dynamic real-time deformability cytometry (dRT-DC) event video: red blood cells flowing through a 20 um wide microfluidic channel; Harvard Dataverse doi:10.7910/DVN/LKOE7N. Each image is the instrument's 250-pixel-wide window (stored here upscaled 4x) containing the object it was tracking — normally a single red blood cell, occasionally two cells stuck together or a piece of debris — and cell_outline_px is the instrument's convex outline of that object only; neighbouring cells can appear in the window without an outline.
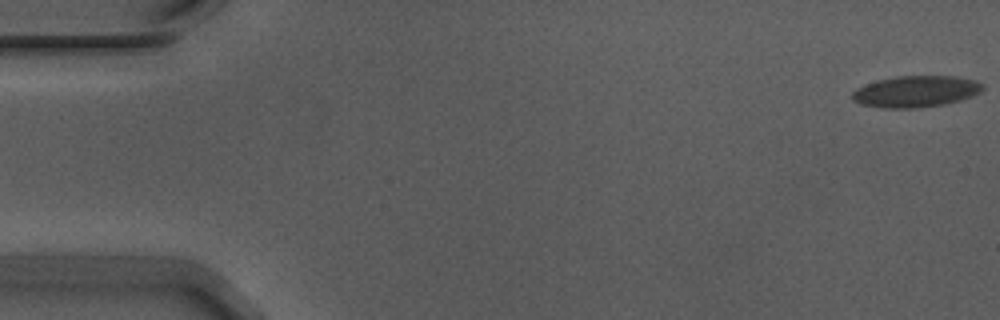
{"species": "Egyptian fruit bat (a non-hibernating species)", "species_latin": "Rousettus aegyptiacus", "temperature_condition": "warm", "stored_images_in_passage": 14, "camera_frame_rate_fps": 3000, "um_per_image_px": 0.085, "animal": {"sex": "male"}, "frame": {"image": 1, "passage_image": 1, "time_ms": 0.0, "image_size_px": [1000, 320], "cell_outline_px": [[984, 88], [980, 92], [960, 100], [944, 104], [916, 108], [888, 108], [860, 104], [852, 100], [852, 92], [856, 88], [880, 80], [900, 76], [956, 76], [976, 80], [984, 84]], "centroid_in_image_um": [77.87, 7.77], "position_along_channel_um": 7.1, "area_um2": 23.7}}